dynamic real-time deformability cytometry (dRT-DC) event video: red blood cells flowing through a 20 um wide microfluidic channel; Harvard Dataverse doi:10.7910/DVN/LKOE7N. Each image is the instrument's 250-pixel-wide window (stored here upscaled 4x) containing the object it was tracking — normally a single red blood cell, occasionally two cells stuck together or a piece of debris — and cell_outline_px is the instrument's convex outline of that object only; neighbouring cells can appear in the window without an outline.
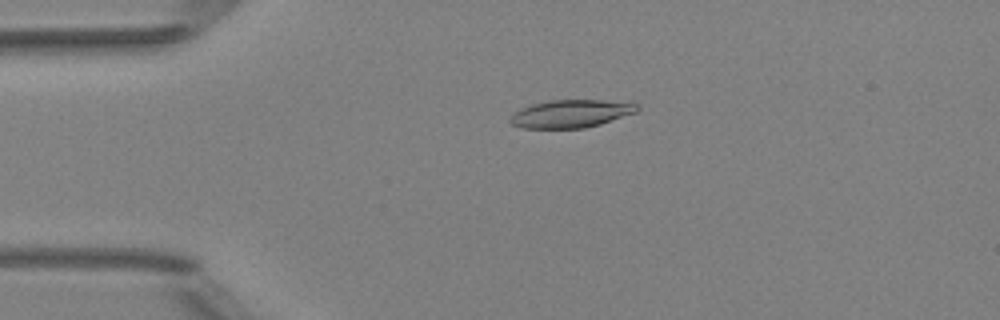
{"species": "Egyptian fruit bat (a non-hibernating species)", "species_latin": "Rousettus aegyptiacus", "temperature_condition": "room temperature", "stored_images_in_passage": 52, "camera_frame_rate_fps": 3000, "um_per_image_px": 0.085, "animal": {"sex": "female"}, "frame": {"image": 1, "passage_image": 12, "time_ms": 3.667, "image_size_px": [1000, 320], "cell_outline_px": [[640, 108], [636, 112], [600, 124], [584, 128], [524, 128], [512, 124], [508, 120], [516, 112], [532, 104], [548, 100], [600, 100], [636, 104]], "centroid_in_image_um": [48.52, 9.67], "position_along_channel_um": 36.5, "area_um2": 20.23}}
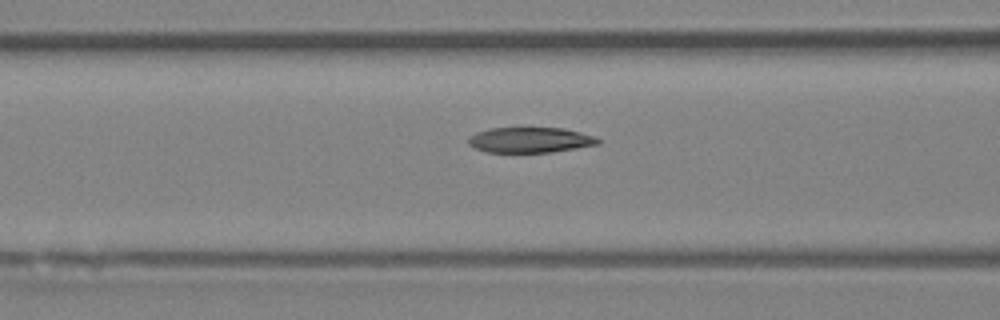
{"frame": {"image": 2, "passage_image": 21, "time_ms": 6.667, "image_size_px": [1000, 320], "cell_outline_px": [[600, 144], [552, 152], [488, 152], [476, 148], [468, 144], [468, 136], [476, 132], [488, 128], [564, 128], [580, 132], [592, 136], [600, 140]], "centroid_in_image_um": [45.03, 11.89], "position_along_channel_um": 121.6, "area_um2": 19.13}}
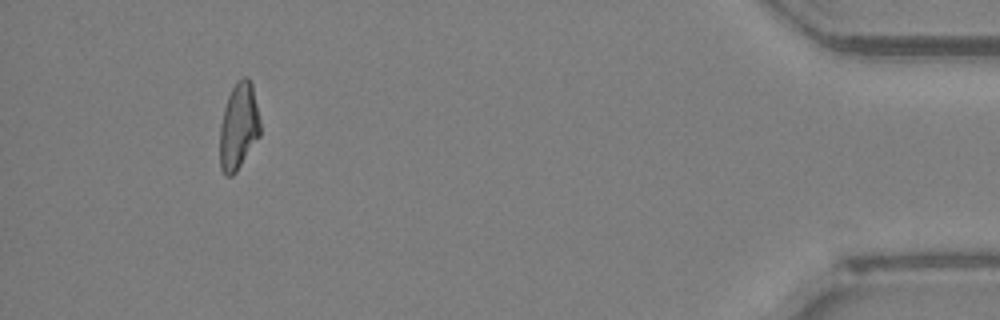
{"frame": {"image": 3, "passage_image": 48, "time_ms": 15.667, "image_size_px": [1000, 320], "cell_outline_px": [[260, 136], [236, 172], [232, 176], [224, 176], [220, 168], [220, 124], [224, 108], [228, 96], [236, 80], [244, 76], [248, 76], [252, 84], [260, 124]], "centroid_in_image_um": [20.27, 10.75], "position_along_channel_um": 414.9, "area_um2": 20.46}, "authors_computed_cell_mechanics": {"area_um2": 20.4323, "velocity_mm_per_s": 4.0217, "shape_relaxation_time_tau1_ms": null, "shape_relaxation_time_tau2_ms": 2.918, "deformation_change_tau1": null, "deformation_change_tau2": 0.0846}}